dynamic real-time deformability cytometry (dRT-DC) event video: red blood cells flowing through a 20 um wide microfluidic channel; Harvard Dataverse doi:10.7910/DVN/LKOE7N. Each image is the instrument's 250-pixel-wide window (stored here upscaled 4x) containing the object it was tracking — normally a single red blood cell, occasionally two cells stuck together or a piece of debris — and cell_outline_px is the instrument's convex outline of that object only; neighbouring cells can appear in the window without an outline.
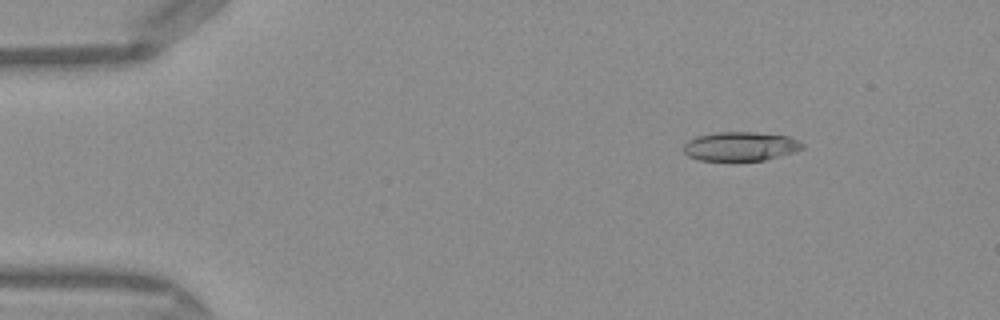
{"species": "Egyptian fruit bat (a non-hibernating species)", "species_latin": "Rousettus aegyptiacus", "temperature_condition": "warm", "stored_images_in_passage": 47, "camera_frame_rate_fps": 3000, "um_per_image_px": 0.085, "frame": {"image": 1, "passage_image": 5, "time_ms": 1.333, "image_size_px": [1000, 320], "cell_outline_px": [[804, 148], [792, 152], [764, 160], [700, 160], [688, 156], [684, 152], [684, 144], [688, 140], [696, 136], [716, 132], [756, 132], [788, 136], [804, 144]], "centroid_in_image_um": [62.91, 12.43], "position_along_channel_um": 22.1, "area_um2": 19.94}}
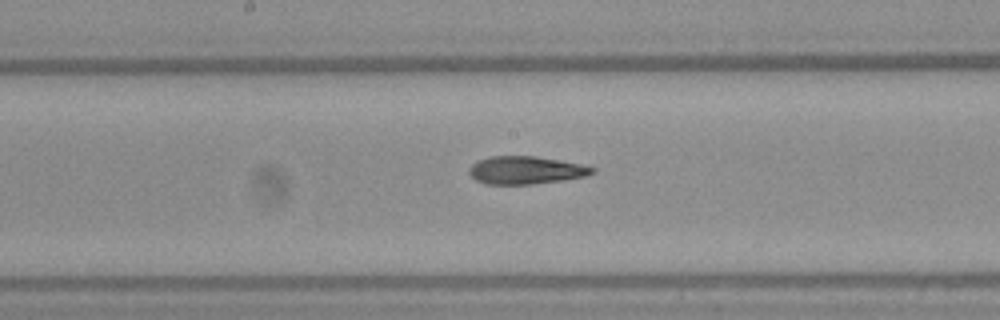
{"frame": {"image": 2, "passage_image": 24, "time_ms": 7.667, "image_size_px": [1000, 320], "cell_outline_px": [[596, 172], [588, 176], [564, 180], [532, 184], [484, 184], [476, 180], [468, 172], [468, 168], [476, 160], [488, 156], [536, 156], [560, 160], [580, 164], [596, 168]], "centroid_in_image_um": [44.69, 14.46], "position_along_channel_um": 203.5, "area_um2": 20.23}}
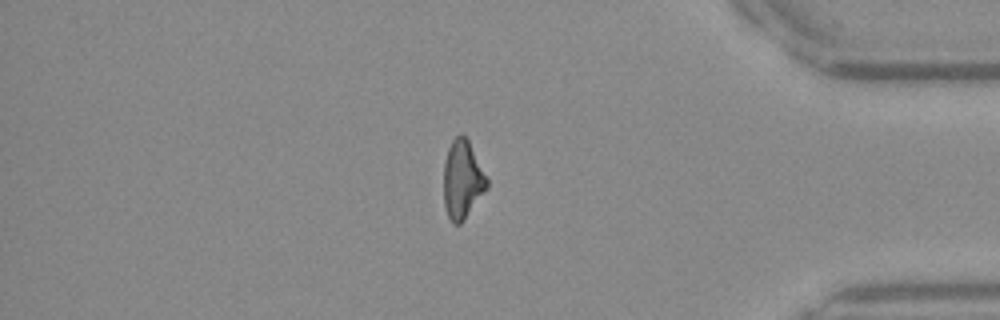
{"frame": {"image": 3, "passage_image": 40, "time_ms": 13.0, "image_size_px": [1000, 320], "cell_outline_px": [[488, 188], [460, 224], [452, 224], [444, 208], [444, 164], [448, 148], [452, 140], [460, 132], [468, 140], [488, 180]], "centroid_in_image_um": [39.29, 15.28], "position_along_channel_um": 395.9, "area_um2": 19.59}, "authors_computed_cell_mechanics": {"area_um2": 20.2878, "velocity_mm_per_s": 4.1607, "shape_relaxation_time_tau1_ms": null, "shape_relaxation_time_tau2_ms": 3.4066, "deformation_change_tau1": null, "deformation_change_tau2": 0.1361}}